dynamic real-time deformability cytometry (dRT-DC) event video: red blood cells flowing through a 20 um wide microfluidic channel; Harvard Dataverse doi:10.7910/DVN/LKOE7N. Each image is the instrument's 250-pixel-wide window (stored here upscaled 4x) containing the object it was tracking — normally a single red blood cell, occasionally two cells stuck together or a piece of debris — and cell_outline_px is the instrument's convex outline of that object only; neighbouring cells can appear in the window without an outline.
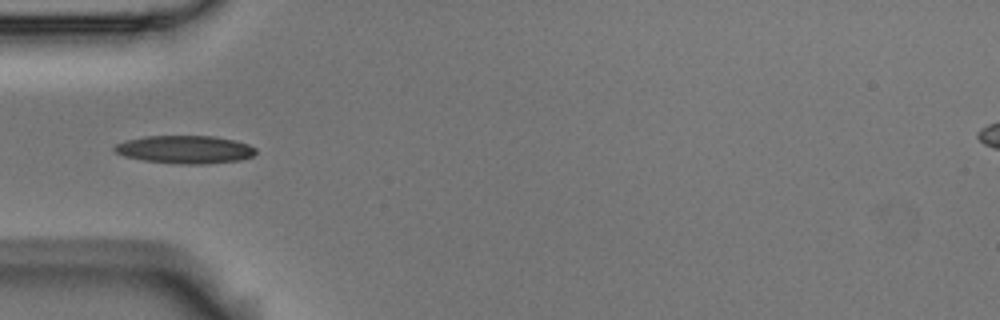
{"species": "Egyptian fruit bat (a non-hibernating species)", "species_latin": "Rousettus aegyptiacus", "temperature_condition": "room temperature", "stored_images_in_passage": 4, "camera_frame_rate_fps": 3000, "um_per_image_px": 0.085, "animal": {"sex": "male"}, "frame": {"image": 1, "passage_image": 4, "time_ms": 1.0, "image_size_px": [1000, 320], "cell_outline_px": [[256, 152], [252, 156], [240, 160], [204, 164], [180, 164], [144, 160], [124, 156], [116, 152], [112, 148], [116, 144], [124, 140], [144, 136], [212, 136], [236, 140], [248, 144], [256, 148]], "centroid_in_image_um": [15.72, 12.7], "position_along_channel_um": 69.3, "area_um2": 23.06}}